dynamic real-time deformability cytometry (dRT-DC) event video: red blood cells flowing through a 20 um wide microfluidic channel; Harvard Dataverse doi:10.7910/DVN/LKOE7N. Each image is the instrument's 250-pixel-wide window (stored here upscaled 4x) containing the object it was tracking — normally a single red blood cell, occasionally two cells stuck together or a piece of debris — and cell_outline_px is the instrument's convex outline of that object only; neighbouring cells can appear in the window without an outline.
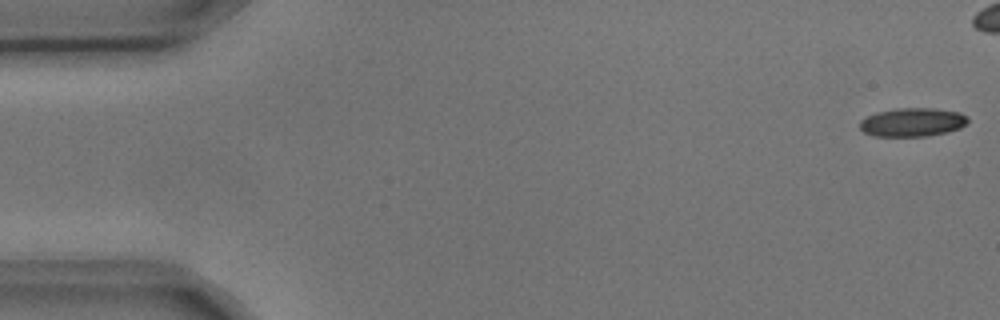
{"species": "common noctule bat (a hibernating species)", "species_latin": "Nyctalus noctula", "temperature_condition": "cold", "stored_images_in_passage": 7, "camera_frame_rate_fps": 3000, "um_per_image_px": 0.085, "animal": {"sex": "male", "body_mass_g": 17.9, "forearm_length_mm": 54.2}, "frame": {"image": 1, "passage_image": 1, "time_ms": 0.0, "image_size_px": [1000, 320], "cell_outline_px": [[968, 120], [960, 128], [944, 132], [924, 136], [872, 136], [864, 132], [860, 128], [860, 120], [876, 112], [896, 108], [936, 108], [960, 112], [968, 116]], "centroid_in_image_um": [77.54, 10.37], "position_along_channel_um": 7.5, "area_um2": 17.98}}
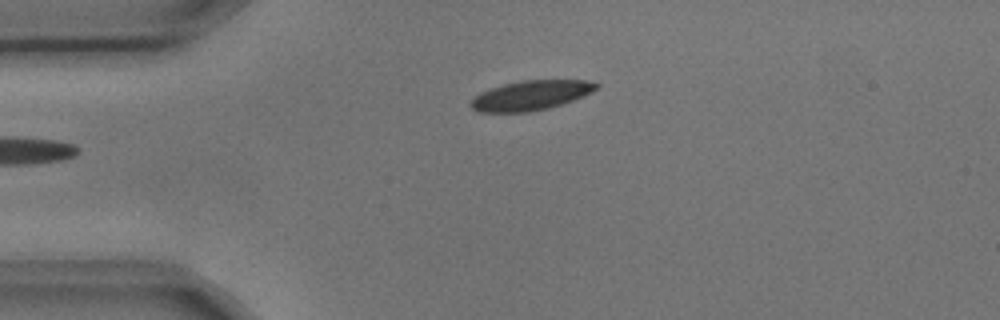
{"frame": {"image": 2, "passage_image": 5, "time_ms": 1.333, "image_size_px": [1000, 320], "cell_outline_px": [[600, 88], [572, 100], [548, 108], [528, 112], [480, 112], [472, 108], [468, 104], [480, 92], [488, 88], [520, 80], [588, 80], [600, 84]], "centroid_in_image_um": [45.11, 8.09], "position_along_channel_um": 39.9, "area_um2": 21.68}}
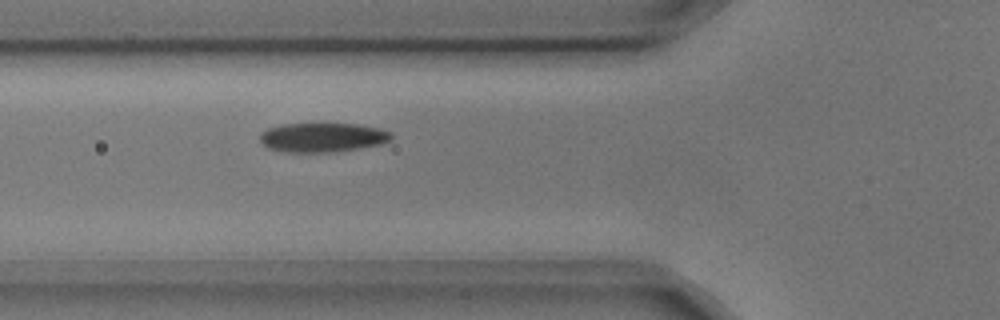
{"frame": {"image": 3, "passage_image": 7, "time_ms": 2.0, "image_size_px": [1000, 320], "cell_outline_px": [[392, 140], [380, 144], [360, 148], [332, 152], [280, 152], [268, 148], [260, 144], [260, 132], [268, 128], [280, 124], [360, 124], [380, 128], [392, 132]], "centroid_in_image_um": [27.39, 11.68], "position_along_channel_um": 98.4, "area_um2": 22.72}}